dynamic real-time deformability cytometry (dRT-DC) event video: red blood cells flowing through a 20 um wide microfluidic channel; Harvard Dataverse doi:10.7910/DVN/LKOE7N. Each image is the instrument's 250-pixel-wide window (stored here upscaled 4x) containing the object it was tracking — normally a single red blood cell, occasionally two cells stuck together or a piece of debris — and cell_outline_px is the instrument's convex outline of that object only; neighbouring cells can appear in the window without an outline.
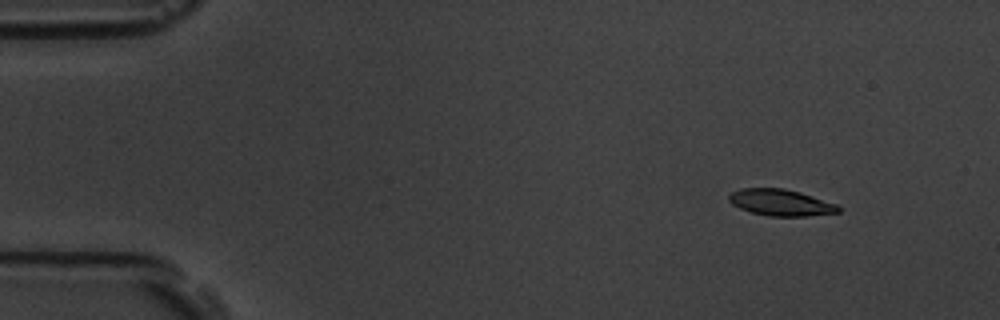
{"species": "common noctule bat (a hibernating species)", "species_latin": "Nyctalus noctula", "temperature_condition": "room temperature", "stored_images_in_passage": 6, "camera_frame_rate_fps": 3000, "um_per_image_px": 0.085, "animal": {"sex": "male", "body_mass_g": 19.5, "forearm_length_mm": 54.6}, "frame": {"image": 1, "passage_image": 2, "time_ms": 1.333, "image_size_px": [1000, 320], "cell_outline_px": [[840, 212], [804, 216], [768, 216], [752, 212], [740, 208], [732, 204], [728, 200], [728, 196], [732, 192], [740, 188], [784, 188], [800, 192], [836, 204], [840, 208]], "centroid_in_image_um": [66.34, 17.21], "position_along_channel_um": 18.7, "area_um2": 16.76}}
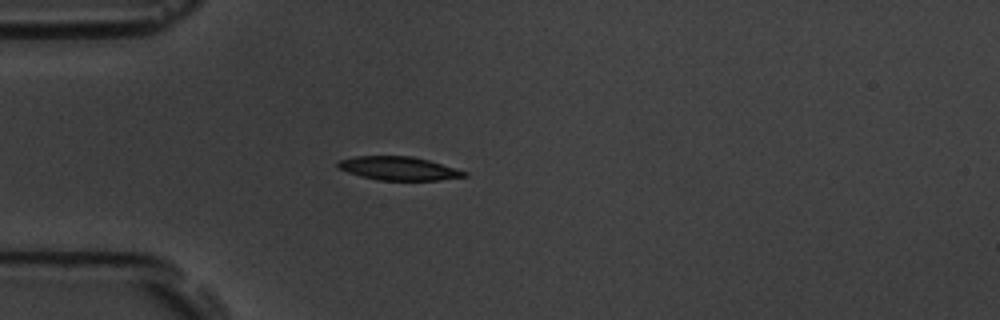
{"frame": {"image": 2, "passage_image": 5, "time_ms": 4.667, "image_size_px": [1000, 320], "cell_outline_px": [[468, 176], [440, 180], [376, 180], [360, 176], [348, 172], [340, 168], [336, 164], [340, 160], [356, 156], [412, 156], [428, 160], [468, 172]], "centroid_in_image_um": [33.9, 14.32], "position_along_channel_um": 51.1, "area_um2": 17.22}}